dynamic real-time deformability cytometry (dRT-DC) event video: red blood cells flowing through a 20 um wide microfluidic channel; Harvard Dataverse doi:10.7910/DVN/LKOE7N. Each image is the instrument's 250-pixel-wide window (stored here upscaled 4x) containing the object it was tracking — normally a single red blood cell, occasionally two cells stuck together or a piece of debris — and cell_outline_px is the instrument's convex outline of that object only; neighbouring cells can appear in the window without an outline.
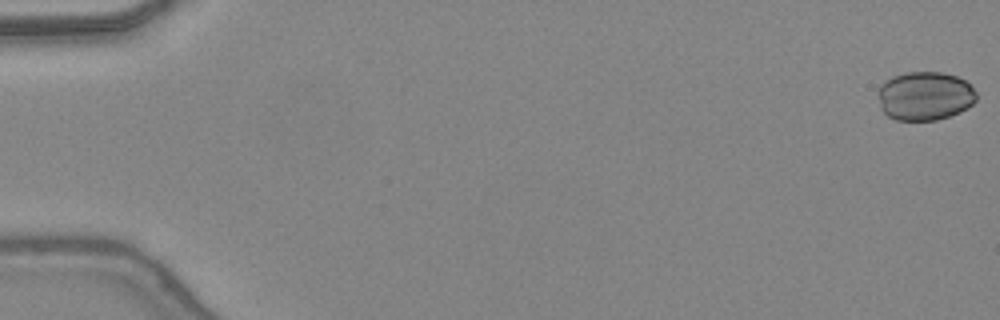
{"species": "common noctule bat (a hibernating species)", "species_latin": "Nyctalus noctula", "temperature_condition": "warm", "stored_images_in_passage": 45, "camera_frame_rate_fps": 3000, "um_per_image_px": 0.085, "animal": {"sex": "female", "body_mass_g": 24.6, "forearm_length_mm": 56.2}, "frame": {"image": 1, "passage_image": 1, "time_ms": 0.0, "image_size_px": [1000, 320], "cell_outline_px": [[976, 100], [972, 104], [960, 112], [936, 120], [896, 120], [888, 116], [880, 108], [876, 92], [880, 84], [884, 80], [892, 76], [904, 72], [944, 72], [956, 76], [964, 80], [976, 92]], "centroid_in_image_um": [78.56, 8.14], "position_along_channel_um": 6.4, "area_um2": 28.26}}
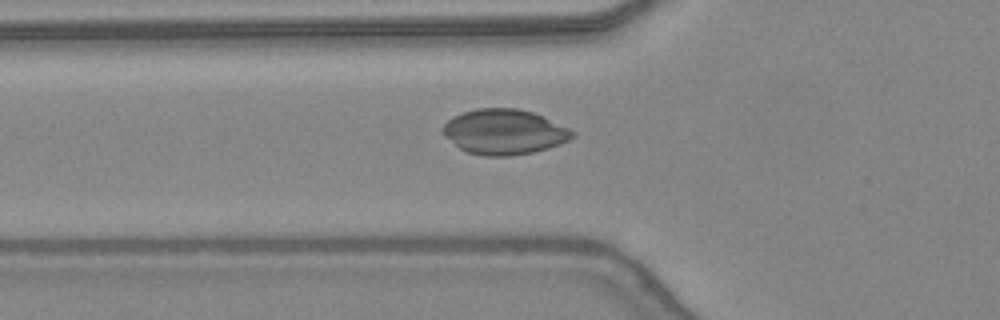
{"frame": {"image": 2, "passage_image": 18, "time_ms": 5.667, "image_size_px": [1000, 320], "cell_outline_px": [[576, 136], [560, 144], [548, 148], [532, 152], [512, 156], [484, 156], [468, 152], [460, 148], [444, 136], [444, 124], [452, 116], [476, 108], [516, 108], [532, 112], [568, 128], [576, 132]], "centroid_in_image_um": [42.86, 11.21], "position_along_channel_um": 82.9, "area_um2": 33.87}}
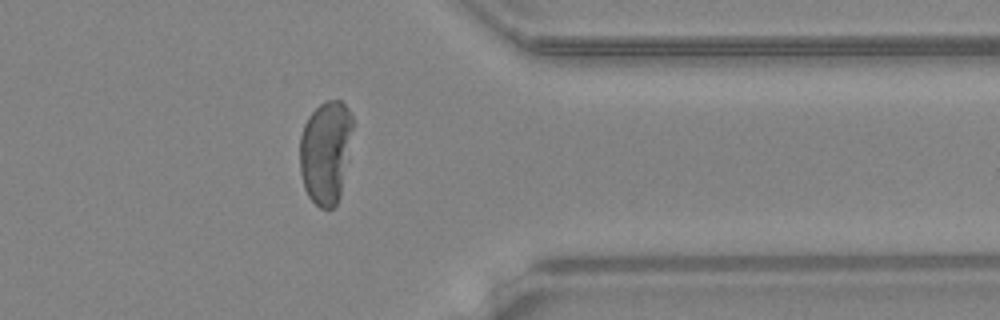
{"frame": {"image": 3, "passage_image": 39, "time_ms": 12.667, "image_size_px": [1000, 320], "cell_outline_px": [[352, 128], [340, 196], [336, 204], [332, 208], [320, 208], [308, 196], [304, 188], [300, 172], [300, 136], [304, 124], [308, 116], [324, 100], [340, 100], [348, 108], [352, 116]], "centroid_in_image_um": [27.65, 12.91], "position_along_channel_um": 383.7, "area_um2": 31.56}}